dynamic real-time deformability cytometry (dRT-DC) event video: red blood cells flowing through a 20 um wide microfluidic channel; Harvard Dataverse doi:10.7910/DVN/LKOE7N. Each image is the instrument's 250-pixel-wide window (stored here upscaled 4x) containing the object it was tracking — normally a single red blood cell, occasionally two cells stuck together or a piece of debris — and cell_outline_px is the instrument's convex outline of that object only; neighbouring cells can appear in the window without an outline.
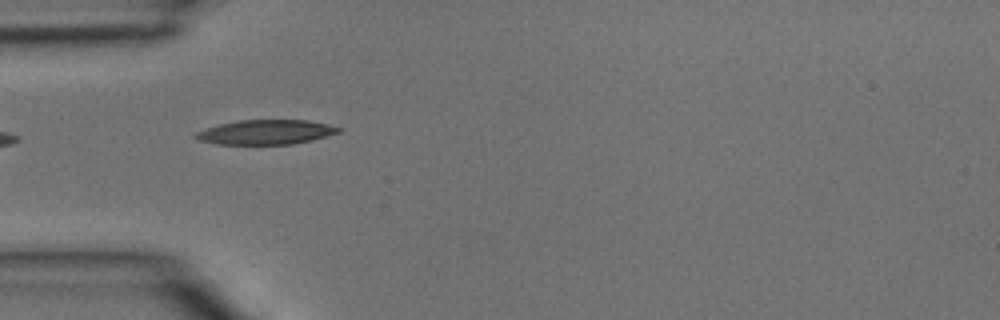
{"species": "common noctule bat (a hibernating species)", "species_latin": "Nyctalus noctula", "temperature_condition": "room temperature", "stored_images_in_passage": 2, "camera_frame_rate_fps": 3000, "um_per_image_px": 0.085, "animal": {"sex": "male", "body_mass_g": 15.6}, "frame": {"image": 1, "passage_image": 2, "time_ms": 0.333, "image_size_px": [1000, 320], "cell_outline_px": [[340, 132], [292, 144], [216, 144], [200, 140], [192, 136], [196, 132], [220, 124], [240, 120], [308, 120], [340, 128]], "centroid_in_image_um": [22.54, 11.23], "position_along_channel_um": 62.5, "area_um2": 20.0}}